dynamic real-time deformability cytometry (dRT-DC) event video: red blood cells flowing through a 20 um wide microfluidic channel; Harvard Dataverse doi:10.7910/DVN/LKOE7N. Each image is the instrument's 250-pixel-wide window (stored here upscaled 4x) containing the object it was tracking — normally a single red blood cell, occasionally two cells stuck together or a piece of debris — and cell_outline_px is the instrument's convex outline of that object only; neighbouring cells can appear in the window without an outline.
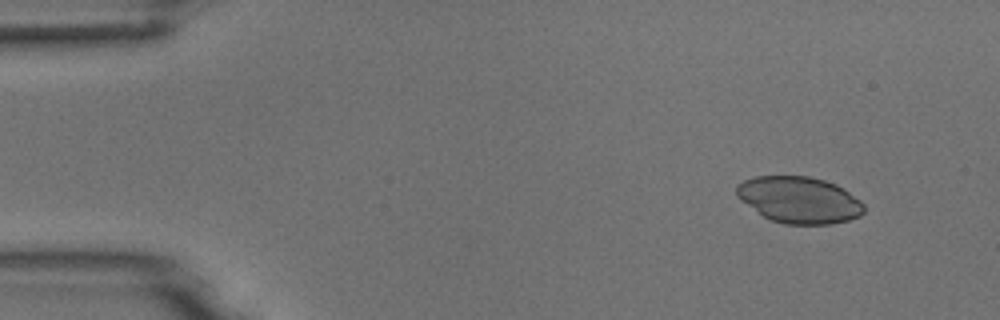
{"species": "common noctule bat (a hibernating species)", "species_latin": "Nyctalus noctula", "temperature_condition": "room temperature", "stored_images_in_passage": 3, "camera_frame_rate_fps": 3000, "um_per_image_px": 0.085, "animal": {"sex": "male", "body_mass_g": 18.8}, "frame": {"image": 1, "passage_image": 1, "time_ms": 0.0, "image_size_px": [1000, 320], "cell_outline_px": [[864, 212], [860, 216], [848, 220], [832, 224], [784, 224], [772, 220], [764, 216], [740, 200], [736, 196], [736, 184], [744, 180], [756, 176], [808, 176], [824, 180], [836, 184], [844, 188], [860, 200], [864, 204]], "centroid_in_image_um": [67.94, 16.98], "position_along_channel_um": 17.1, "area_um2": 34.62}}